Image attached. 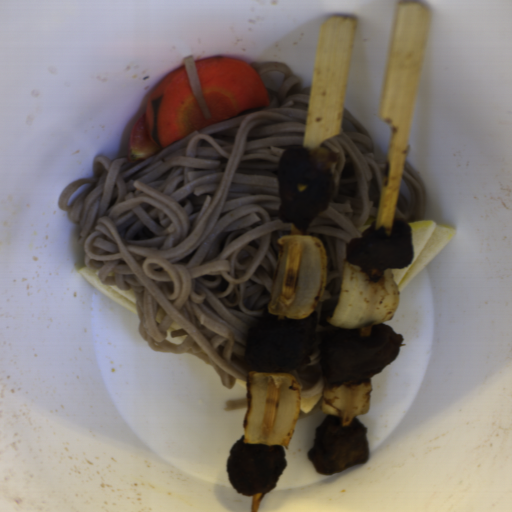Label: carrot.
I'll use <instances>...</instances> for the list:
<instances>
[{"label": "carrot", "mask_w": 512, "mask_h": 512, "mask_svg": "<svg viewBox=\"0 0 512 512\" xmlns=\"http://www.w3.org/2000/svg\"><path fill=\"white\" fill-rule=\"evenodd\" d=\"M195 63L210 118L205 117L182 64L159 83L146 101L147 133L161 148L239 113L270 105L260 75L245 60L217 56L200 58Z\"/></svg>", "instance_id": "b8716197"}]
</instances>
